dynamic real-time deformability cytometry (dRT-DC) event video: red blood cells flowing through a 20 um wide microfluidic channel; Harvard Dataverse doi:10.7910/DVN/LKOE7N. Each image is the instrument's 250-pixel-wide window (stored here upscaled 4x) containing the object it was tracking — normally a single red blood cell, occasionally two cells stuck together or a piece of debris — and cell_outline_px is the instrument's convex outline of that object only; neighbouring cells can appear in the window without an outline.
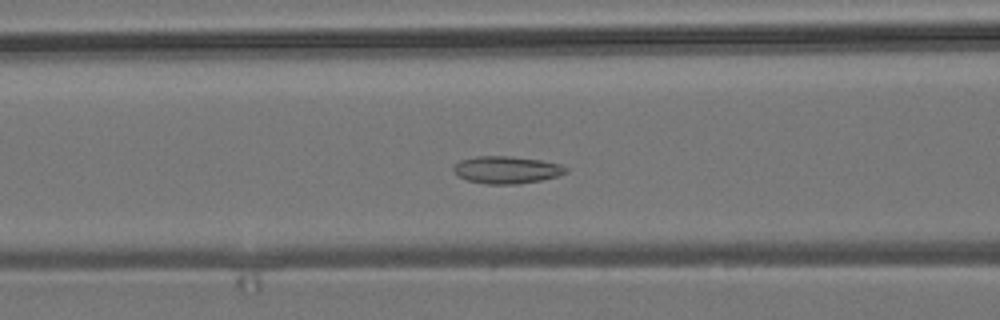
{"species": "common noctule bat (a hibernating species)", "species_latin": "Nyctalus noctula", "temperature_condition": "room temperature", "stored_images_in_passage": 54, "camera_frame_rate_fps": 3000, "um_per_image_px": 0.085, "animal": {"sex": "male", "body_mass_g": 19.2, "forearm_length_mm": 51.8}, "frame": {"image": 1, "passage_image": 21, "time_ms": 6.667, "image_size_px": [1000, 320], "cell_outline_px": [[568, 172], [556, 176], [540, 180], [516, 184], [484, 184], [468, 180], [456, 176], [452, 168], [460, 160], [476, 156], [508, 156], [540, 160], [560, 164], [568, 168]], "centroid_in_image_um": [43.03, 14.44], "position_along_channel_um": 123.6, "area_um2": 17.86}}
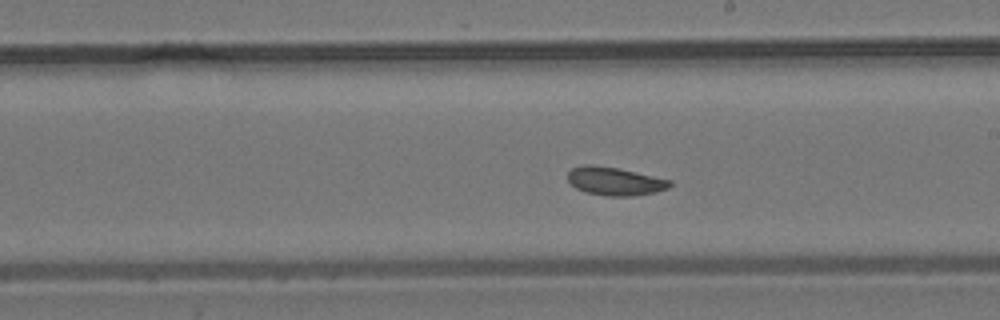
{"frame": {"image": 2, "passage_image": 30, "time_ms": 9.667, "image_size_px": [1000, 320], "cell_outline_px": [[672, 184], [668, 188], [656, 192], [632, 196], [608, 196], [584, 192], [576, 188], [568, 180], [568, 172], [572, 168], [584, 164], [592, 164], [616, 168], [672, 180]], "centroid_in_image_um": [52.25, 15.4], "position_along_channel_um": 236.7, "area_um2": 16.76}}
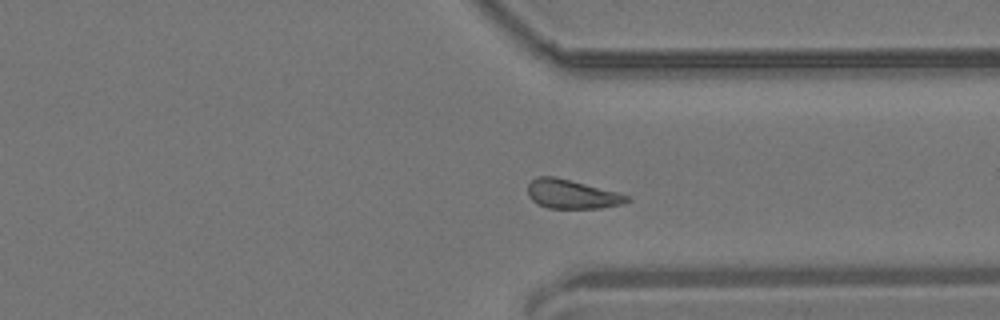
{"frame": {"image": 3, "passage_image": 40, "time_ms": 13.0, "image_size_px": [1000, 320], "cell_outline_px": [[628, 200], [624, 204], [600, 208], [548, 208], [536, 204], [528, 196], [528, 184], [536, 176], [552, 176], [616, 192], [628, 196]], "centroid_in_image_um": [48.55, 16.52], "position_along_channel_um": 362.9, "area_um2": 16.47}, "authors_computed_cell_mechanics": {"area_um2": 17.1377, "velocity_mm_per_s": 3.7882, "shape_relaxation_time_tau1_ms": null, "shape_relaxation_time_tau2_ms": 2.9186, "deformation_change_tau1": null, "deformation_change_tau2": 0.0919}}